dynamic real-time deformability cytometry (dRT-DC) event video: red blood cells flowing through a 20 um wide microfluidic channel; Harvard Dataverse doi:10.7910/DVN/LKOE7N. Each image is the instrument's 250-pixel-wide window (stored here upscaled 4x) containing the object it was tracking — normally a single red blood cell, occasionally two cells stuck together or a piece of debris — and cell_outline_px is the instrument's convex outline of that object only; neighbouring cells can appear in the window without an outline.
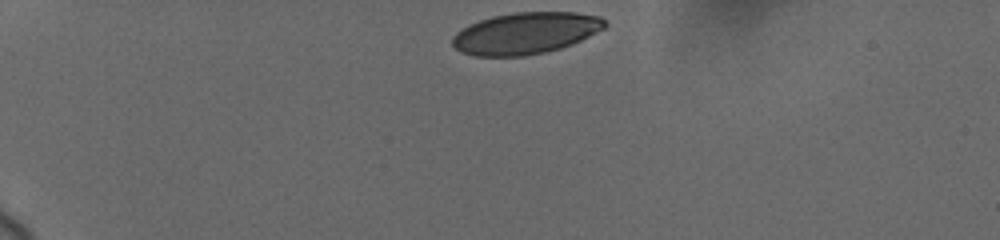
{"species": "human", "species_latin": "Homo sapiens", "temperature_condition": "cold", "stored_images_in_passage": 12, "camera_frame_rate_fps": 3000, "um_per_image_px": 0.085, "donor": {"sex": "female"}, "frame": {"image": 1, "passage_image": 1, "time_ms": 0.0, "image_size_px": [1000, 240], "cell_outline_px": [[608, 24], [604, 28], [572, 44], [560, 48], [544, 52], [524, 56], [476, 56], [460, 52], [452, 44], [452, 36], [456, 32], [468, 24], [492, 16], [512, 12], [576, 12], [600, 16]], "centroid_in_image_um": [44.65, 2.81], "position_along_channel_um": 40.4, "area_um2": 37.05}}
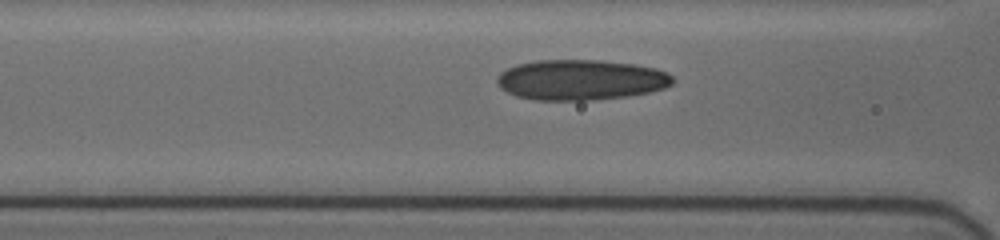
{"frame": {"image": 2, "passage_image": 9, "time_ms": 4.0, "image_size_px": [1000, 240], "cell_outline_px": [[676, 80], [672, 84], [664, 88], [648, 92], [628, 96], [592, 100], [536, 100], [516, 96], [500, 88], [496, 84], [496, 76], [500, 72], [516, 64], [536, 60], [600, 60], [632, 64], [656, 68], [668, 72]], "centroid_in_image_um": [49.35, 6.78], "position_along_channel_um": 117.2, "area_um2": 41.62}}
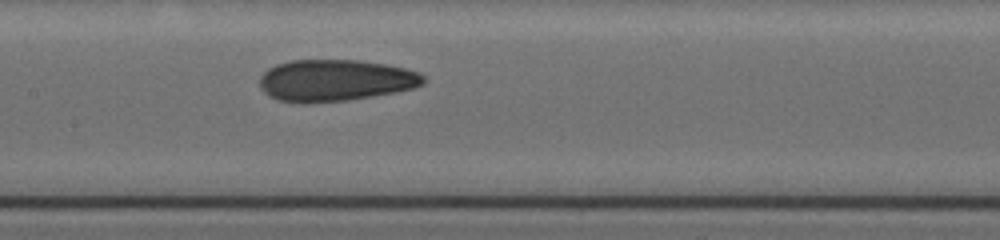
{"frame": {"image": 3, "passage_image": 12, "time_ms": 5.667, "image_size_px": [1000, 240], "cell_outline_px": [[424, 84], [412, 88], [396, 92], [348, 100], [304, 104], [280, 100], [268, 96], [260, 88], [260, 76], [268, 68], [276, 64], [292, 60], [360, 60], [384, 64], [404, 68], [420, 72], [424, 76]], "centroid_in_image_um": [28.48, 6.84], "position_along_channel_um": 178.9, "area_um2": 39.94}}